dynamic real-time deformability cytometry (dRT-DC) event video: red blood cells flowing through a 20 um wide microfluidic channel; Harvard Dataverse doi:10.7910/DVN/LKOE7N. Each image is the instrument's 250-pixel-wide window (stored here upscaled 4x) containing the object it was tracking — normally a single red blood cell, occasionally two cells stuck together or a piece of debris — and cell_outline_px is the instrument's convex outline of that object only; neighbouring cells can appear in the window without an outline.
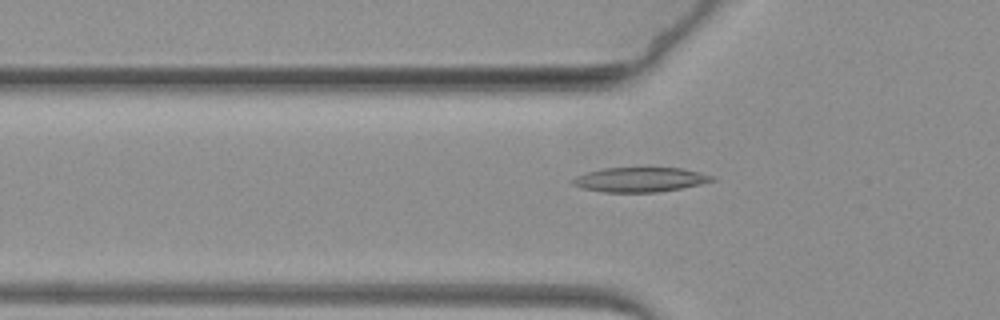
{"species": "common noctule bat (a hibernating species)", "species_latin": "Nyctalus noctula", "temperature_condition": "warm", "stored_images_in_passage": 59, "camera_frame_rate_fps": 3000, "um_per_image_px": 0.085, "animal": {"sex": "female", "body_mass_g": 19.3, "forearm_length_mm": 54.1}, "frame": {"image": 1, "passage_image": 22, "time_ms": 7.0, "image_size_px": [1000, 320], "cell_outline_px": [[716, 180], [700, 184], [680, 188], [656, 192], [604, 192], [580, 188], [572, 184], [572, 180], [576, 176], [584, 172], [600, 168], [680, 168], [712, 176]], "centroid_in_image_um": [54.31, 15.27], "position_along_channel_um": 71.5, "area_um2": 19.83}}
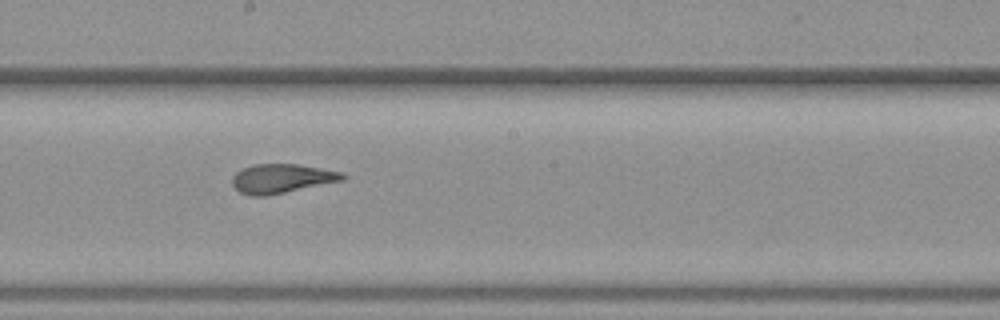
{"frame": {"image": 2, "passage_image": 36, "time_ms": 11.667, "image_size_px": [1000, 320], "cell_outline_px": [[348, 176], [344, 180], [264, 196], [252, 196], [240, 192], [232, 184], [232, 176], [236, 172], [252, 164], [296, 164], [320, 168], [340, 172]], "centroid_in_image_um": [23.92, 15.17], "position_along_channel_um": 224.3, "area_um2": 18.5}}
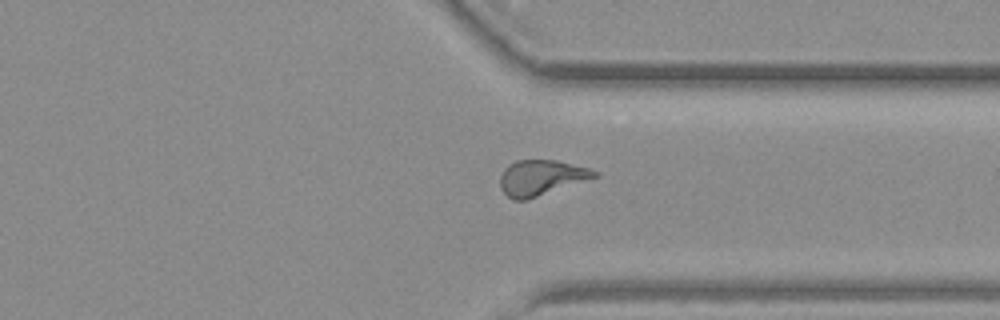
{"frame": {"image": 3, "passage_image": 49, "time_ms": 16.0, "image_size_px": [1000, 320], "cell_outline_px": [[600, 176], [528, 200], [512, 200], [500, 188], [500, 176], [504, 168], [508, 164], [516, 160], [556, 160], [588, 168], [600, 172]], "centroid_in_image_um": [46.0, 15.11], "position_along_channel_um": 365.4, "area_um2": 19.71}}